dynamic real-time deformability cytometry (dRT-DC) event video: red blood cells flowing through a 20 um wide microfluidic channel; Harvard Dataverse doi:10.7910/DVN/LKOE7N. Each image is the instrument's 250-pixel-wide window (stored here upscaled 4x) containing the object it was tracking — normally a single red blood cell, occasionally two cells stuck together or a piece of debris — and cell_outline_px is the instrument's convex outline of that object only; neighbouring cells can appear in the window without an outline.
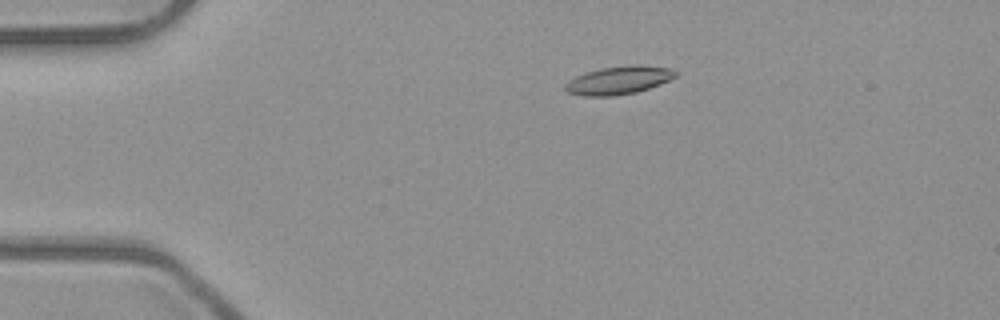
{"species": "common noctule bat (a hibernating species)", "species_latin": "Nyctalus noctula", "temperature_condition": "room temperature", "stored_images_in_passage": 48, "camera_frame_rate_fps": 3000, "um_per_image_px": 0.085, "animal": {"sex": "male", "body_mass_g": 23.1, "forearm_length_mm": 52.7}, "frame": {"image": 1, "passage_image": 6, "time_ms": 1.667, "image_size_px": [1000, 320], "cell_outline_px": [[680, 72], [676, 76], [660, 84], [636, 92], [616, 96], [584, 96], [568, 92], [564, 88], [564, 84], [568, 80], [576, 76], [600, 68], [628, 64], [640, 64], [672, 68]], "centroid_in_image_um": [52.62, 6.8], "position_along_channel_um": 32.4, "area_um2": 18.32}}
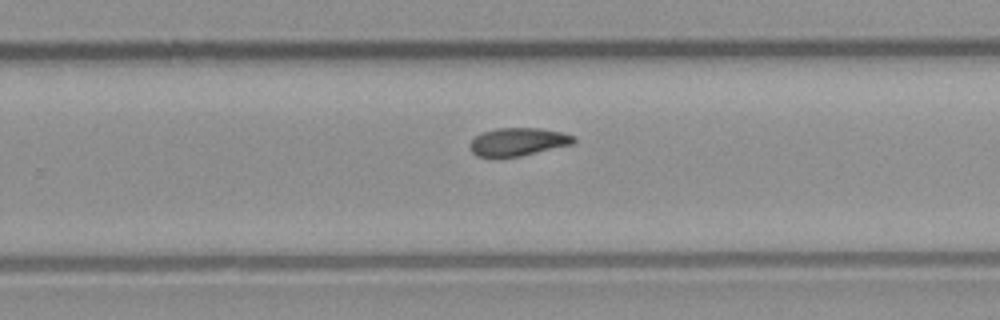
{"frame": {"image": 2, "passage_image": 29, "time_ms": 9.333, "image_size_px": [1000, 320], "cell_outline_px": [[576, 140], [572, 144], [520, 156], [496, 160], [476, 156], [472, 152], [468, 144], [480, 132], [496, 128], [540, 128], [564, 132], [576, 136]], "centroid_in_image_um": [43.98, 12.08], "position_along_channel_um": 285.8, "area_um2": 17.57}}
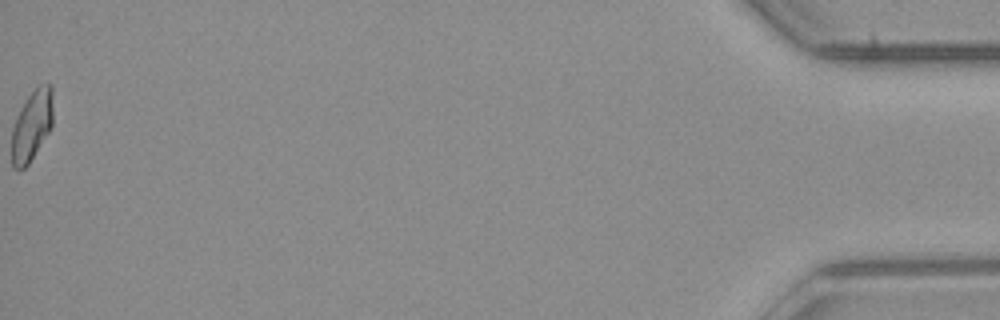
{"frame": {"image": 3, "passage_image": 48, "time_ms": 15.667, "image_size_px": [1000, 320], "cell_outline_px": [[52, 124], [48, 132], [28, 164], [20, 172], [12, 168], [12, 128], [20, 108], [24, 100], [40, 84], [52, 84]], "centroid_in_image_um": [2.68, 10.68], "position_along_channel_um": 432.5, "area_um2": 16.88}, "authors_computed_cell_mechanics": {"area_um2": 17.4556, "velocity_mm_per_s": 3.9795, "shape_relaxation_time_tau1_ms": 5.6923, "shape_relaxation_time_tau2_ms": null, "deformation_change_tau1": 0.149, "deformation_change_tau2": null}}